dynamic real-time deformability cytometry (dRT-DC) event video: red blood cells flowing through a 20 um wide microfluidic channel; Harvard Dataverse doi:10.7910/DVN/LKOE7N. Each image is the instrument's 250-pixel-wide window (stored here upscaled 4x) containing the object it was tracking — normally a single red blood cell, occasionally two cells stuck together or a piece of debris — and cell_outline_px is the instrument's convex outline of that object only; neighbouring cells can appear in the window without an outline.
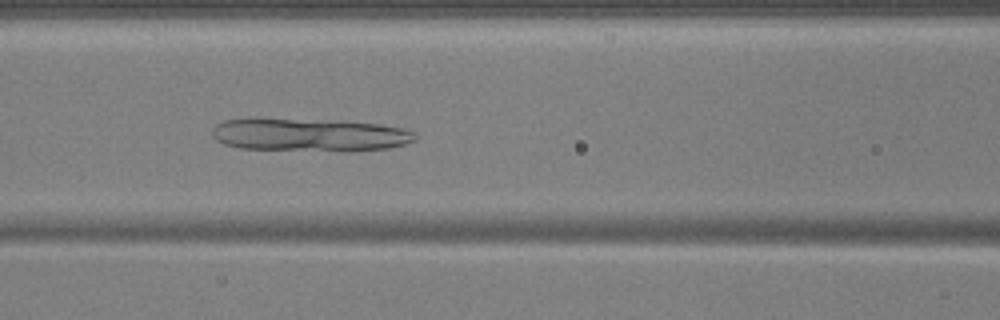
{"species": "common noctule bat (a hibernating species)", "species_latin": "Nyctalus noctula", "temperature_condition": "warm", "stored_images_in_passage": 41, "camera_frame_rate_fps": 3000, "um_per_image_px": 0.085, "animal": {"sex": "male", "body_mass_g": 17.9, "forearm_length_mm": 54.2}, "frame": {"image": 1, "passage_image": 24, "time_ms": 7.667, "image_size_px": [1000, 320], "cell_outline_px": [[416, 140], [404, 144], [388, 148], [352, 152], [348, 152], [240, 148], [224, 144], [216, 140], [212, 136], [212, 128], [216, 124], [224, 120], [344, 120], [376, 124], [404, 128], [416, 132]], "centroid_in_image_um": [26.4, 11.49], "position_along_channel_um": 140.2, "area_um2": 39.02}}
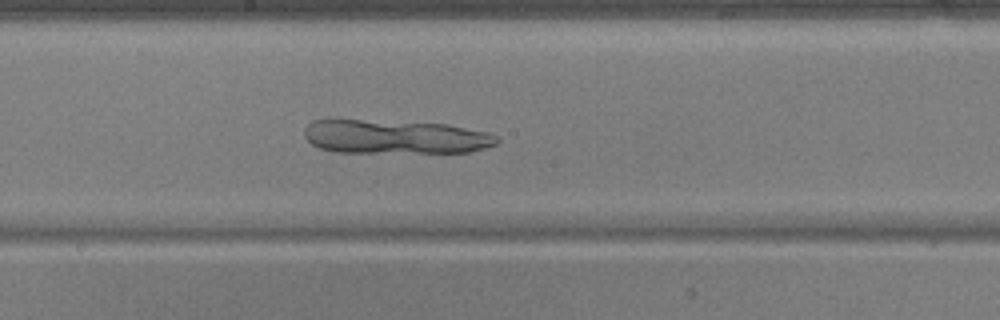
{"frame": {"image": 2, "passage_image": 30, "time_ms": 9.667, "image_size_px": [1000, 320], "cell_outline_px": [[500, 140], [496, 144], [484, 148], [468, 152], [336, 152], [320, 148], [312, 144], [304, 136], [304, 128], [312, 120], [332, 116], [448, 124], [488, 132], [496, 136]], "centroid_in_image_um": [33.47, 11.57], "position_along_channel_um": 214.7, "area_um2": 39.42}}
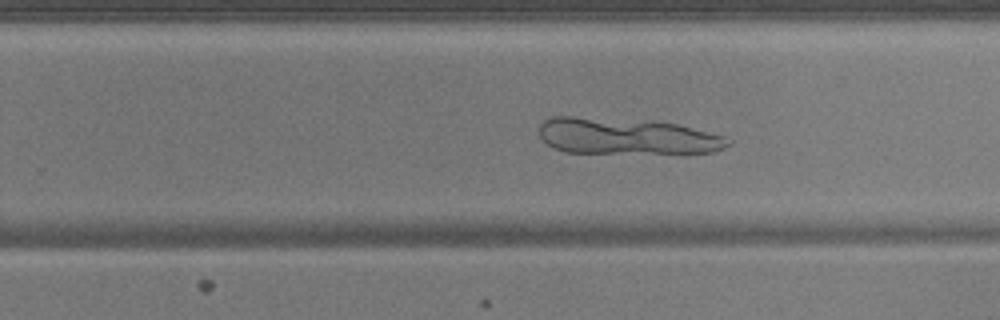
{"frame": {"image": 3, "passage_image": 35, "time_ms": 11.333, "image_size_px": [1000, 320], "cell_outline_px": [[732, 144], [724, 148], [712, 152], [684, 156], [564, 152], [548, 144], [540, 136], [540, 120], [552, 116], [572, 116], [676, 124], [724, 136], [732, 140]], "centroid_in_image_um": [53.33, 11.65], "position_along_channel_um": 276.5, "area_um2": 41.1}}